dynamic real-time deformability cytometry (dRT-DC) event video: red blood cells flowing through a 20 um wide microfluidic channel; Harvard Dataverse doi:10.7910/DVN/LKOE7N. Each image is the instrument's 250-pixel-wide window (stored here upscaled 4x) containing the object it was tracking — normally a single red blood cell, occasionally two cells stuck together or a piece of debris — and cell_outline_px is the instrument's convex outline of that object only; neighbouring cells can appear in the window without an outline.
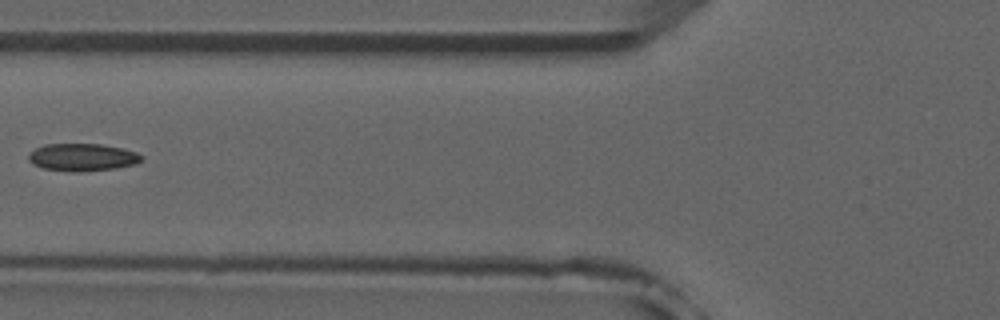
{"species": "common noctule bat (a hibernating species)", "species_latin": "Nyctalus noctula", "temperature_condition": "room temperature", "stored_images_in_passage": 6, "camera_frame_rate_fps": 3000, "um_per_image_px": 0.085, "animal": {"sex": "male", "forearm_length_mm": 52.5}, "frame": {"image": 1, "passage_image": 6, "time_ms": 6.333, "image_size_px": [1000, 320], "cell_outline_px": [[144, 156], [136, 164], [116, 168], [80, 172], [44, 168], [32, 164], [28, 160], [28, 152], [44, 144], [100, 144], [124, 148], [136, 152]], "centroid_in_image_um": [7.0, 13.36], "position_along_channel_um": 118.8, "area_um2": 18.15}}